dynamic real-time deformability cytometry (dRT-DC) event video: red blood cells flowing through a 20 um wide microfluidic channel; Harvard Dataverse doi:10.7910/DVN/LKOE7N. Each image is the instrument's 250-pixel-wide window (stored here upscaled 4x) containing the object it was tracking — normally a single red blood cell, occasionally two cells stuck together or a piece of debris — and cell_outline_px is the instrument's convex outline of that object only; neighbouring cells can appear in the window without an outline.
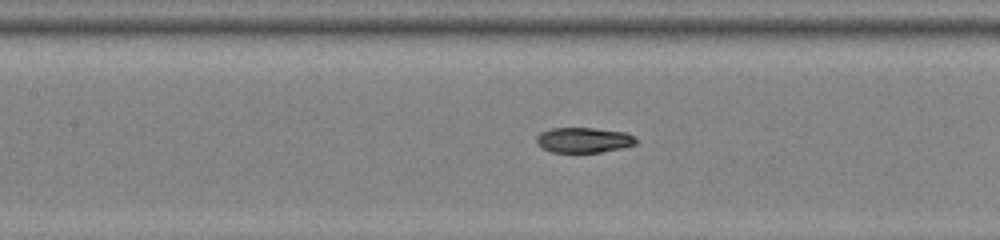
{"species": "common noctule bat (a hibernating species)", "species_latin": "Nyctalus noctula", "temperature_condition": "room temperature", "stored_images_in_passage": 43, "camera_frame_rate_fps": 3000, "um_per_image_px": 0.085, "animal": {"sex": "female", "body_mass_g": 22.0, "forearm_length_mm": 56.7}, "frame": {"image": 1, "passage_image": 25, "time_ms": 8.0, "image_size_px": [1000, 240], "cell_outline_px": [[636, 144], [620, 148], [600, 152], [552, 152], [544, 148], [536, 140], [536, 136], [540, 132], [552, 128], [592, 128], [628, 132], [636, 140]], "centroid_in_image_um": [49.62, 11.89], "position_along_channel_um": 157.8, "area_um2": 14.45}}
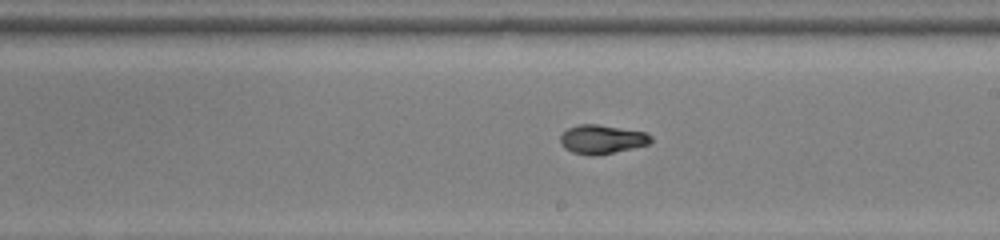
{"frame": {"image": 2, "passage_image": 31, "time_ms": 10.0, "image_size_px": [1000, 240], "cell_outline_px": [[652, 140], [648, 144], [632, 148], [596, 156], [592, 156], [572, 152], [564, 148], [560, 140], [560, 136], [568, 128], [580, 124], [600, 124], [648, 132], [652, 136]], "centroid_in_image_um": [51.18, 11.83], "position_along_channel_um": 237.8, "area_um2": 15.37}}
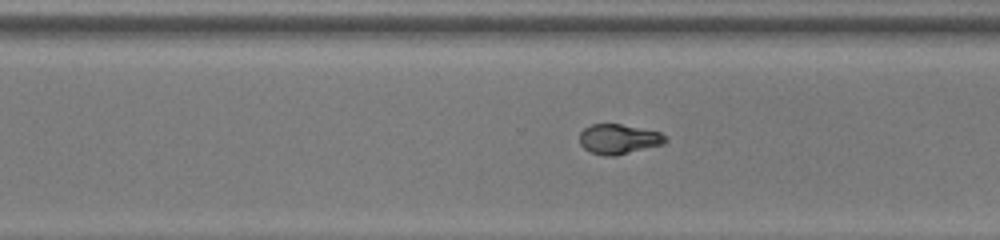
{"frame": {"image": 3, "passage_image": 37, "time_ms": 12.0, "image_size_px": [1000, 240], "cell_outline_px": [[668, 140], [664, 144], [616, 156], [604, 156], [592, 152], [584, 148], [580, 144], [580, 132], [584, 128], [592, 124], [620, 124], [660, 132]], "centroid_in_image_um": [52.58, 11.83], "position_along_channel_um": 318.0, "area_um2": 14.91}}